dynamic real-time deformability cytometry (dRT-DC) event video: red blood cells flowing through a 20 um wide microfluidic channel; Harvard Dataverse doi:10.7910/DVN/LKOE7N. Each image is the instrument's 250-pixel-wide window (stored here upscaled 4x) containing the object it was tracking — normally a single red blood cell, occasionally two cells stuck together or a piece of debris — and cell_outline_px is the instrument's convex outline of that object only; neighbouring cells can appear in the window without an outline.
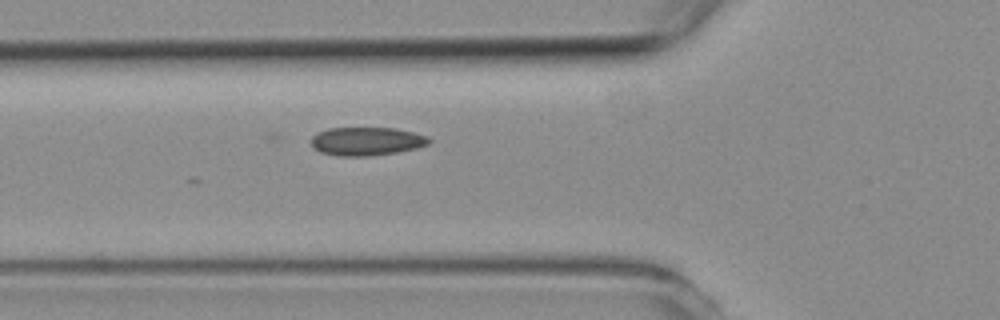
{"species": "common noctule bat (a hibernating species)", "species_latin": "Nyctalus noctula", "temperature_condition": "room temperature", "stored_images_in_passage": 3, "camera_frame_rate_fps": 3000, "um_per_image_px": 0.085, "animal": {"sex": "female", "body_mass_g": 19.3, "forearm_length_mm": 54.1}, "frame": {"image": 1, "passage_image": 3, "time_ms": 2.333, "image_size_px": [1000, 320], "cell_outline_px": [[432, 140], [428, 144], [416, 148], [396, 152], [368, 156], [340, 156], [320, 152], [312, 148], [312, 136], [328, 128], [396, 128], [428, 136]], "centroid_in_image_um": [31.16, 12.01], "position_along_channel_um": 94.6, "area_um2": 19.42}}